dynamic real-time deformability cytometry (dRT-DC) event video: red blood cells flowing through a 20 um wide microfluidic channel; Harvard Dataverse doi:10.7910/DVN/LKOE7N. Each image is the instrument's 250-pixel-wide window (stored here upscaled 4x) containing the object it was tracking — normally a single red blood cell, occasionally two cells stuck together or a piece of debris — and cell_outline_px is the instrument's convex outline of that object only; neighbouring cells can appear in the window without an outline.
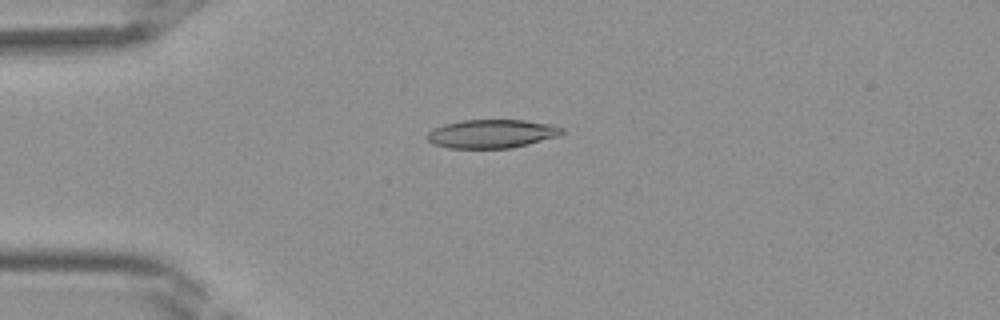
{"species": "Egyptian fruit bat (a non-hibernating species)", "species_latin": "Rousettus aegyptiacus", "temperature_condition": "room temperature", "stored_images_in_passage": 35, "camera_frame_rate_fps": 3000, "um_per_image_px": 0.085, "frame": {"image": 1, "passage_image": 4, "time_ms": 1.0, "image_size_px": [1000, 320], "cell_outline_px": [[564, 132], [560, 136], [512, 148], [452, 148], [432, 144], [428, 140], [428, 132], [444, 124], [464, 120], [524, 120], [552, 124], [564, 128]], "centroid_in_image_um": [41.86, 11.37], "position_along_channel_um": 43.1, "area_um2": 22.43}}
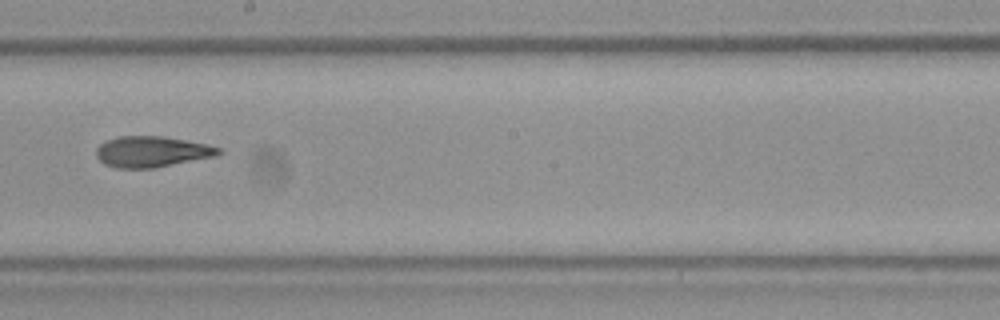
{"frame": {"image": 2, "passage_image": 17, "time_ms": 5.333, "image_size_px": [1000, 320], "cell_outline_px": [[224, 152], [216, 156], [152, 168], [116, 168], [104, 164], [96, 156], [96, 148], [100, 144], [108, 140], [120, 136], [164, 136], [208, 144], [220, 148]], "centroid_in_image_um": [12.92, 12.89], "position_along_channel_um": 235.3, "area_um2": 22.02}}
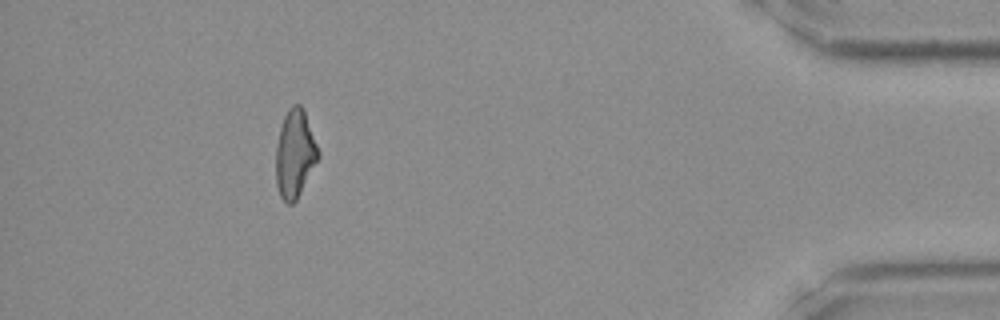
{"frame": {"image": 3, "passage_image": 31, "time_ms": 10.0, "image_size_px": [1000, 320], "cell_outline_px": [[320, 156], [296, 200], [292, 204], [288, 204], [280, 196], [276, 184], [276, 144], [280, 128], [284, 116], [288, 108], [292, 104], [300, 104], [304, 112], [320, 152]], "centroid_in_image_um": [25.05, 13.07], "position_along_channel_um": 410.1, "area_um2": 21.5}}